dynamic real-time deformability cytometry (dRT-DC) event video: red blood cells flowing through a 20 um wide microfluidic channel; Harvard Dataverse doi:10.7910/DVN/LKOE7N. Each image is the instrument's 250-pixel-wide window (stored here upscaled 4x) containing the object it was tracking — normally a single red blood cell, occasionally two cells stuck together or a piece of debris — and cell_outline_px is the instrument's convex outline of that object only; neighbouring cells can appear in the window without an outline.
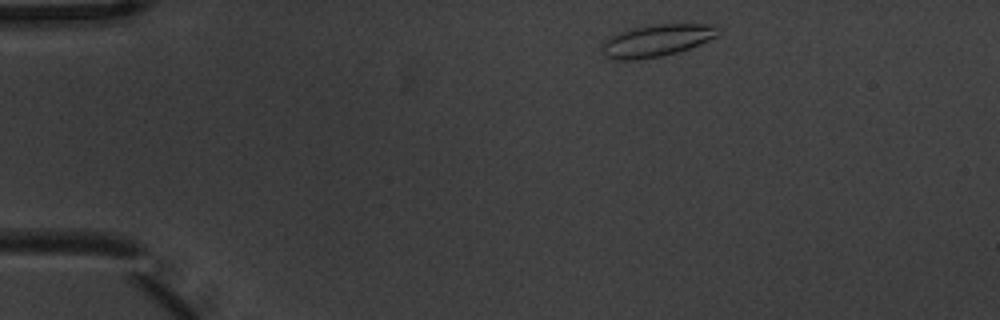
{"species": "common noctule bat (a hibernating species)", "species_latin": "Nyctalus noctula", "temperature_condition": "warm", "stored_images_in_passage": 3, "camera_frame_rate_fps": 3000, "um_per_image_px": 0.085, "animal": {"sex": "male", "body_mass_g": 20.1, "forearm_length_mm": 53.5}, "frame": {"image": 1, "passage_image": 1, "time_ms": 0.0, "image_size_px": [1000, 320], "cell_outline_px": [[720, 32], [716, 36], [700, 44], [676, 52], [660, 56], [636, 60], [612, 60], [604, 56], [600, 52], [604, 40], [620, 32], [636, 28], [660, 24], [716, 24], [720, 28]], "centroid_in_image_um": [55.81, 3.45], "position_along_channel_um": 29.2, "area_um2": 21.62}}